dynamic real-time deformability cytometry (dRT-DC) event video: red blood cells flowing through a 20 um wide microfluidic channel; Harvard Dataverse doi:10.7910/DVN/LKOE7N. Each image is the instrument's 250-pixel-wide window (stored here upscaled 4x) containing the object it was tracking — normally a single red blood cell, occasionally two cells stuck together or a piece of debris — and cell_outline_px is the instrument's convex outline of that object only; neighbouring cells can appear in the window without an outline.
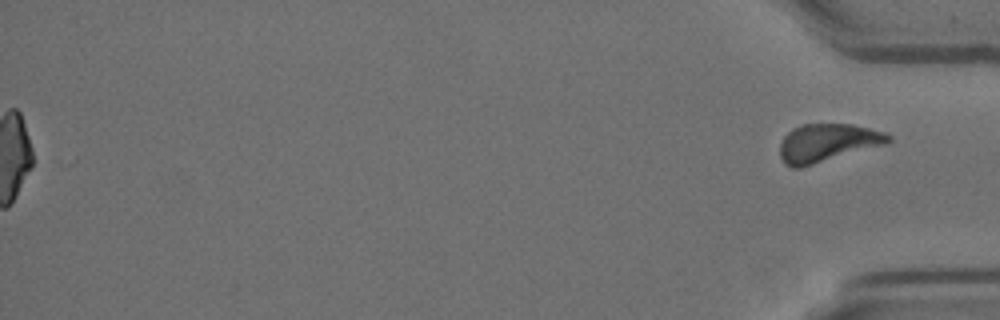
{"species": "Egyptian fruit bat (a non-hibernating species)", "species_latin": "Rousettus aegyptiacus", "temperature_condition": "room temperature", "stored_images_in_passage": 57, "segment_of_instrument_passage": [2, 2], "camera_frame_rate_fps": 3000, "um_per_image_px": 0.085, "animal": {"sex": "female"}, "frame": {"image": 1, "passage_image": 57, "time_ms": 18.667, "image_size_px": [1000, 320], "cell_outline_px": [[892, 140], [884, 144], [800, 168], [792, 168], [784, 164], [780, 156], [780, 144], [784, 136], [792, 128], [800, 124], [852, 124], [884, 132], [892, 136]], "centroid_in_image_um": [70.29, 12.14], "position_along_channel_um": 364.9, "area_um2": 23.93}}